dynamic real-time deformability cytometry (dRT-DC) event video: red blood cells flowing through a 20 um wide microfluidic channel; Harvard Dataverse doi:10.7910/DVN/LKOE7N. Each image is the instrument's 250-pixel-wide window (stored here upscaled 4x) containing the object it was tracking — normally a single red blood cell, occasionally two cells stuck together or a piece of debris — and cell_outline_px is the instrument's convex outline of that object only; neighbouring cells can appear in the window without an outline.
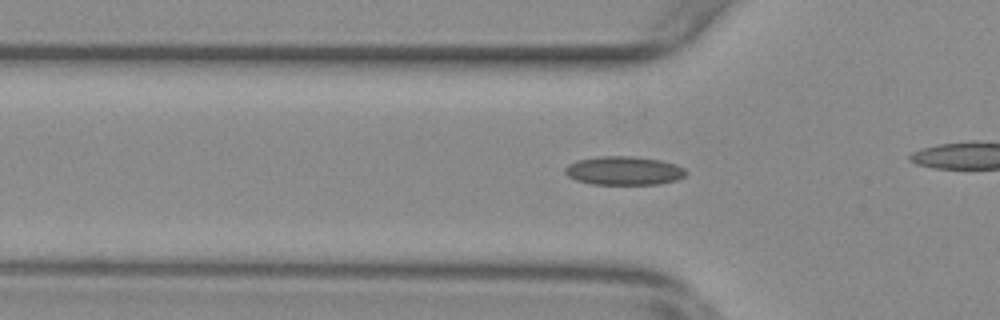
{"species": "common noctule bat (a hibernating species)", "species_latin": "Nyctalus noctula", "temperature_condition": "warm", "stored_images_in_passage": 41, "camera_frame_rate_fps": 3000, "um_per_image_px": 0.085, "animal": {"sex": "female", "body_mass_g": 29.2, "forearm_length_mm": 56.3}, "frame": {"image": 1, "passage_image": 10, "time_ms": 3.0, "image_size_px": [1000, 320], "cell_outline_px": [[688, 172], [684, 176], [676, 180], [660, 184], [592, 184], [576, 180], [568, 176], [564, 172], [564, 168], [568, 164], [576, 160], [600, 156], [632, 156], [660, 160], [676, 164], [684, 168]], "centroid_in_image_um": [53.02, 14.5], "position_along_channel_um": 72.8, "area_um2": 20.29}}
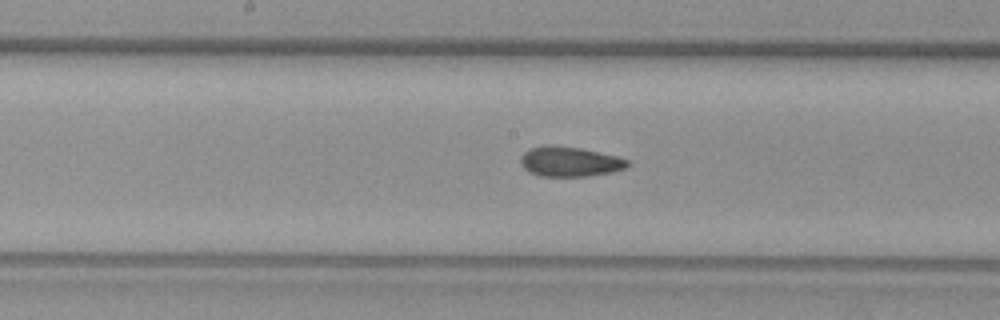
{"frame": {"image": 2, "passage_image": 20, "time_ms": 6.333, "image_size_px": [1000, 320], "cell_outline_px": [[632, 164], [624, 168], [612, 172], [588, 176], [540, 176], [528, 172], [520, 164], [520, 156], [528, 148], [544, 144], [548, 144], [580, 148], [616, 156], [628, 160]], "centroid_in_image_um": [48.38, 13.73], "position_along_channel_um": 199.8, "area_um2": 18.84}}
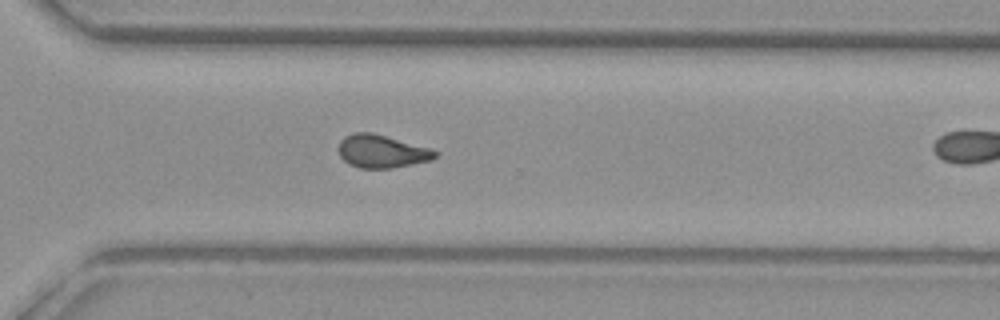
{"frame": {"image": 3, "passage_image": 31, "time_ms": 10.0, "image_size_px": [1000, 320], "cell_outline_px": [[436, 156], [432, 160], [392, 168], [360, 168], [348, 164], [340, 156], [340, 140], [344, 136], [356, 132], [372, 132], [432, 148], [436, 152]], "centroid_in_image_um": [32.46, 12.86], "position_along_channel_um": 338.1, "area_um2": 18.55}, "authors_computed_cell_mechanics": {"area_um2": 18.9584, "velocity_mm_per_s": 3.7881, "shape_relaxation_time_tau1_ms": null, "shape_relaxation_time_tau2_ms": 2.0887, "deformation_change_tau1": null, "deformation_change_tau2": 0.0843}}